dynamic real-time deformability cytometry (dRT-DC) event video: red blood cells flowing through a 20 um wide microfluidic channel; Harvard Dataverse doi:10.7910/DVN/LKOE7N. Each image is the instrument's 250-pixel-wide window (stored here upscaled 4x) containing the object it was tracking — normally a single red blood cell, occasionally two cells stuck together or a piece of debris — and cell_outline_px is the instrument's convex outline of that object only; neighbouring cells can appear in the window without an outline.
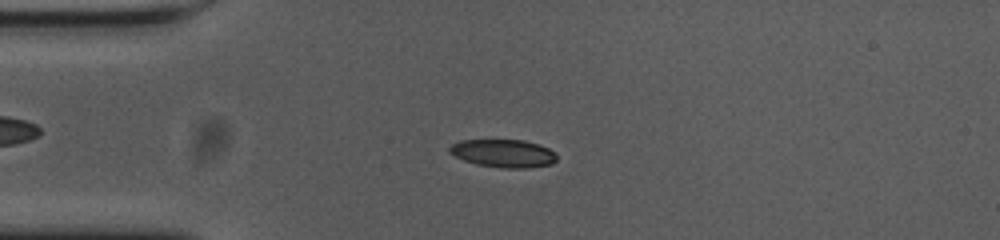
{"species": "common noctule bat (a hibernating species)", "species_latin": "Nyctalus noctula", "temperature_condition": "cold", "stored_images_in_passage": 55, "camera_frame_rate_fps": 3000, "um_per_image_px": 0.085, "animal": {"sex": "female", "body_mass_g": 23.0, "forearm_length_mm": 53.4}, "frame": {"image": 1, "passage_image": 13, "time_ms": 4.0, "image_size_px": [1000, 240], "cell_outline_px": [[556, 160], [552, 164], [528, 168], [504, 168], [476, 164], [464, 160], [448, 152], [448, 148], [452, 144], [460, 140], [524, 140], [548, 148], [556, 152]], "centroid_in_image_um": [42.79, 13.03], "position_along_channel_um": 42.2, "area_um2": 17.46}}
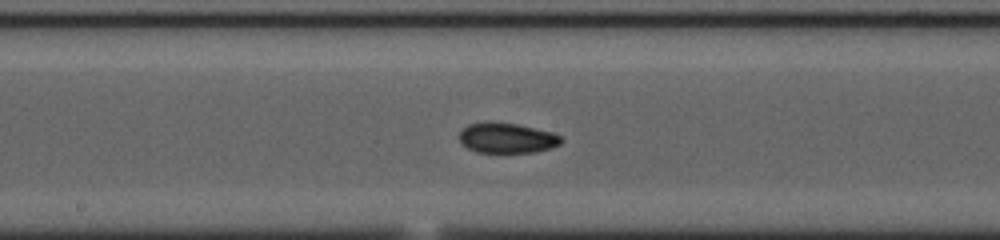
{"frame": {"image": 2, "passage_image": 28, "time_ms": 9.0, "image_size_px": [1000, 240], "cell_outline_px": [[564, 140], [560, 144], [552, 148], [532, 152], [476, 152], [460, 144], [460, 132], [468, 124], [516, 124], [552, 132], [560, 136]], "centroid_in_image_um": [43.12, 11.76], "position_along_channel_um": 205.1, "area_um2": 17.4}}
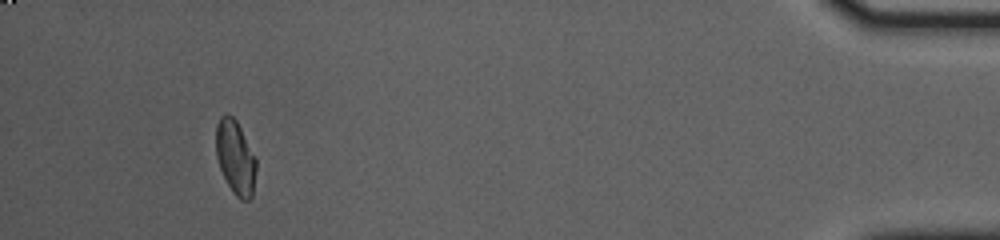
{"frame": {"image": 3, "passage_image": 51, "time_ms": 16.667, "image_size_px": [1000, 240], "cell_outline_px": [[256, 168], [252, 196], [248, 200], [240, 200], [232, 192], [220, 168], [216, 156], [216, 124], [220, 116], [224, 112], [228, 112], [236, 120], [256, 156]], "centroid_in_image_um": [20.0, 13.34], "position_along_channel_um": 415.2, "area_um2": 17.51}, "authors_computed_cell_mechanics": {"area_um2": 17.629, "velocity_mm_per_s": 3.6715, "shape_relaxation_time_tau1_ms": null, "shape_relaxation_time_tau2_ms": 2.6715, "deformation_change_tau1": null, "deformation_change_tau2": 0.0678}}